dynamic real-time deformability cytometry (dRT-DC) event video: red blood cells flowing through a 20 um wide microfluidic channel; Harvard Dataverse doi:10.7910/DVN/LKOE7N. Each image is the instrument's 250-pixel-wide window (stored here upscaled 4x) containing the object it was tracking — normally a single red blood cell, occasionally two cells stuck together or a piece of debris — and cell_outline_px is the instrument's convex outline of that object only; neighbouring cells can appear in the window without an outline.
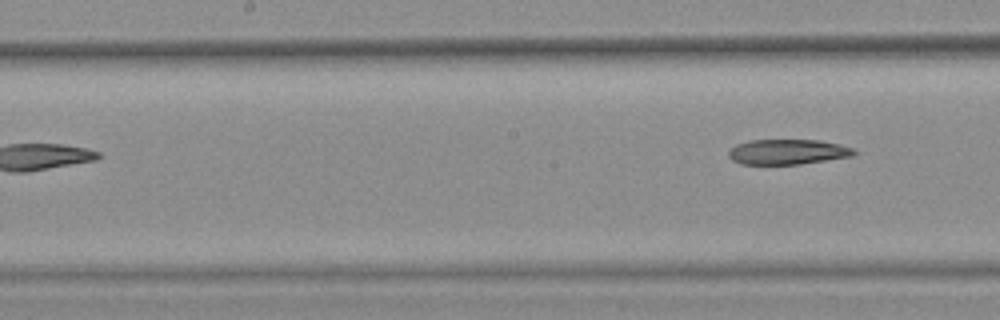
{"species": "common noctule bat (a hibernating species)", "species_latin": "Nyctalus noctula", "temperature_condition": "warm", "stored_images_in_passage": 5, "camera_frame_rate_fps": 3000, "um_per_image_px": 0.085, "animal": {"sex": "female", "body_mass_g": 25.1}, "frame": {"image": 1, "passage_image": 5, "time_ms": 1.333, "image_size_px": [1000, 320], "cell_outline_px": [[856, 152], [852, 156], [800, 164], [740, 164], [732, 160], [728, 156], [728, 148], [736, 144], [748, 140], [820, 140], [840, 144], [852, 148]], "centroid_in_image_um": [66.89, 12.9], "position_along_channel_um": 181.3, "area_um2": 18.5}}